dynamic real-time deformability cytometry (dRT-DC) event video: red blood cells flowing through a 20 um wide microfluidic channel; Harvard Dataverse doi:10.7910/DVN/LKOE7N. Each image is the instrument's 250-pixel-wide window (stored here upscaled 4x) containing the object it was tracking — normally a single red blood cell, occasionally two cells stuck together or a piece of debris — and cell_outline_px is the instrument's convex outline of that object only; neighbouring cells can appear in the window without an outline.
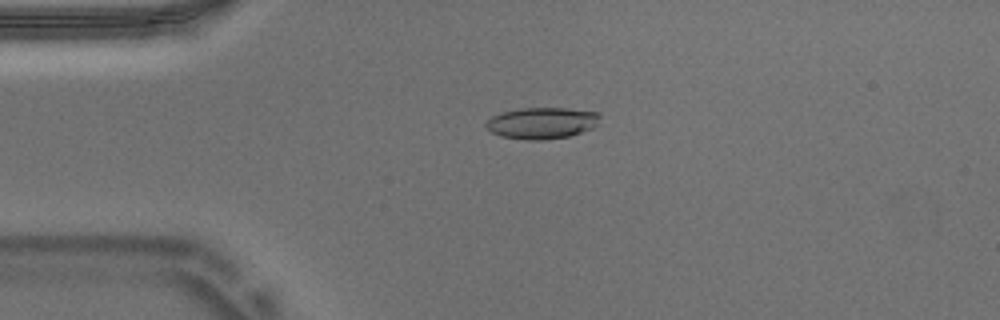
{"species": "Egyptian fruit bat (a non-hibernating species)", "species_latin": "Rousettus aegyptiacus", "temperature_condition": "warm", "stored_images_in_passage": 51, "camera_frame_rate_fps": 3000, "um_per_image_px": 0.085, "animal": {"sex": "male"}, "frame": {"image": 1, "passage_image": 10, "time_ms": 3.0, "image_size_px": [1000, 320], "cell_outline_px": [[600, 116], [596, 124], [592, 128], [568, 136], [544, 140], [528, 140], [500, 136], [484, 128], [484, 124], [492, 116], [504, 112], [520, 108], [568, 108], [596, 112]], "centroid_in_image_um": [46.01, 10.46], "position_along_channel_um": 39.0, "area_um2": 20.75}}
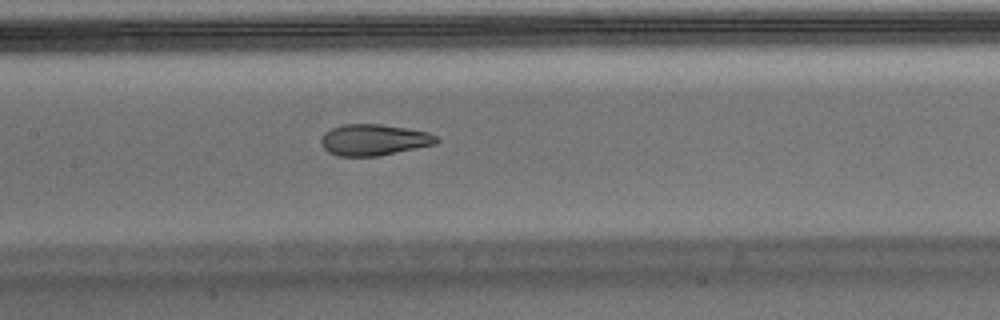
{"frame": {"image": 2, "passage_image": 23, "time_ms": 7.333, "image_size_px": [1000, 320], "cell_outline_px": [[440, 140], [436, 144], [376, 156], [340, 156], [328, 152], [320, 144], [320, 140], [324, 132], [332, 128], [344, 124], [380, 124], [428, 132], [436, 136]], "centroid_in_image_um": [31.75, 11.88], "position_along_channel_um": 175.6, "area_um2": 20.87}}
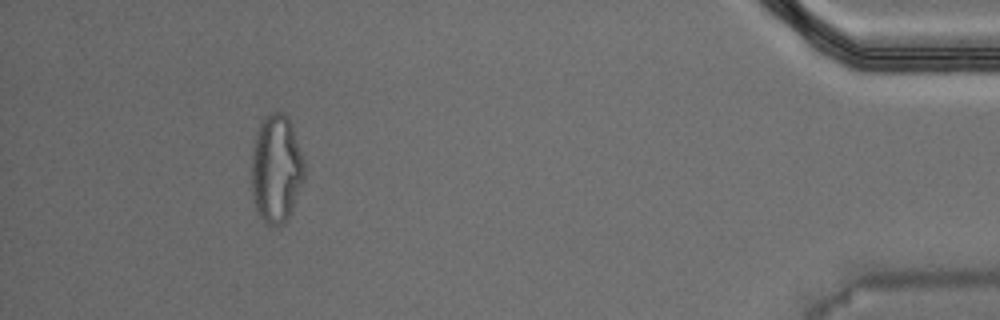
{"frame": {"image": 3, "passage_image": 47, "time_ms": 15.333, "image_size_px": [1000, 320], "cell_outline_px": [[304, 180], [288, 216], [284, 224], [276, 228], [268, 224], [260, 216], [252, 200], [252, 148], [260, 124], [264, 116], [268, 112], [284, 112], [288, 116], [292, 124], [304, 160]], "centroid_in_image_um": [23.48, 14.33], "position_along_channel_um": 411.7, "area_um2": 33.47}, "authors_computed_cell_mechanics": {"area_um2": 21.2126, "velocity_mm_per_s": 3.7341, "shape_relaxation_time_tau1_ms": null, "shape_relaxation_time_tau2_ms": 1.3251, "deformation_change_tau1": null, "deformation_change_tau2": 0.075}}